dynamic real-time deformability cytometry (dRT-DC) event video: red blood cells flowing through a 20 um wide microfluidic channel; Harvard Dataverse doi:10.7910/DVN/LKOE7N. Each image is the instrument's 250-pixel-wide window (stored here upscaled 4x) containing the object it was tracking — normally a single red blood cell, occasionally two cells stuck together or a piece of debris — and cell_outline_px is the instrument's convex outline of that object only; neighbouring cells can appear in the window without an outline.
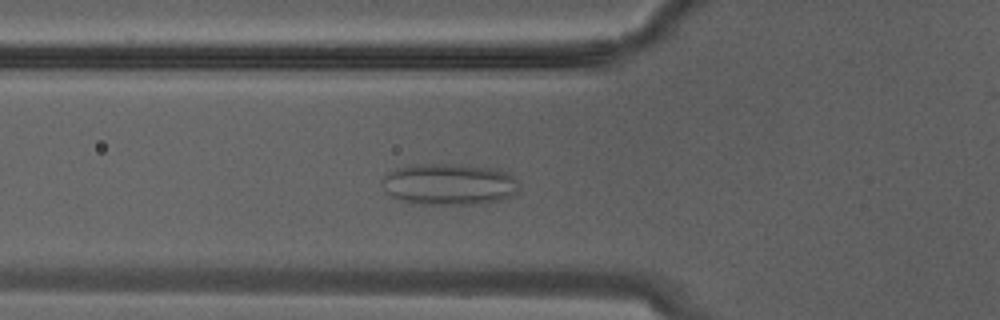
{"species": "Egyptian fruit bat (a non-hibernating species)", "species_latin": "Rousettus aegyptiacus", "temperature_condition": "warm", "stored_images_in_passage": 15, "camera_frame_rate_fps": 3000, "um_per_image_px": 0.085, "animal": {"sex": "male"}, "frame": {"image": 1, "passage_image": 9, "time_ms": 2.667, "image_size_px": [1000, 320], "cell_outline_px": [[520, 192], [512, 196], [500, 200], [484, 204], [412, 204], [400, 200], [392, 196], [380, 184], [396, 168], [408, 164], [452, 164], [496, 168], [508, 172], [516, 180], [520, 188]], "centroid_in_image_um": [38.24, 15.67], "position_along_channel_um": 87.6, "area_um2": 33.41}}